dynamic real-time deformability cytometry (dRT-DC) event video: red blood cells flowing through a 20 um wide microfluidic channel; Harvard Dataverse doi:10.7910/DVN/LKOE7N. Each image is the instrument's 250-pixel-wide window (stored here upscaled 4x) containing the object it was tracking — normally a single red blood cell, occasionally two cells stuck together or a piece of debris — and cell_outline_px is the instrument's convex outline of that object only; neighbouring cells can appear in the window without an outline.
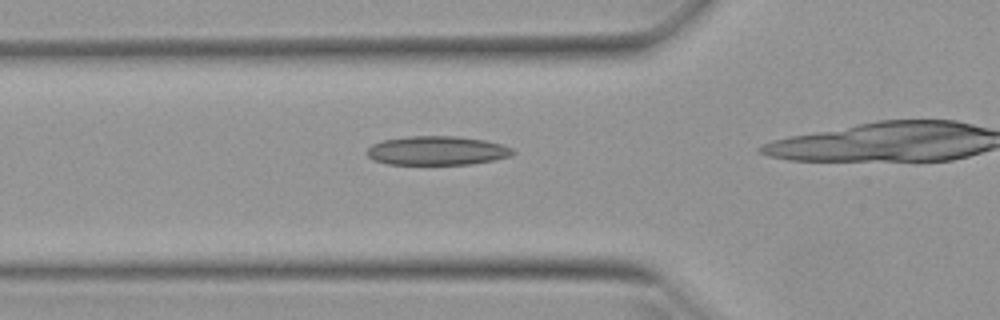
{"species": "Egyptian fruit bat (a non-hibernating species)", "species_latin": "Rousettus aegyptiacus", "temperature_condition": "warm", "stored_images_in_passage": 22, "camera_frame_rate_fps": 3000, "um_per_image_px": 0.085, "animal": {"sex": "female"}, "frame": {"image": 1, "passage_image": 11, "time_ms": 3.333, "image_size_px": [1000, 320], "cell_outline_px": [[516, 152], [512, 156], [472, 164], [388, 164], [372, 160], [364, 152], [372, 144], [384, 140], [408, 136], [456, 136], [484, 140], [500, 144], [512, 148]], "centroid_in_image_um": [37.12, 12.8], "position_along_channel_um": 88.7, "area_um2": 24.68}}
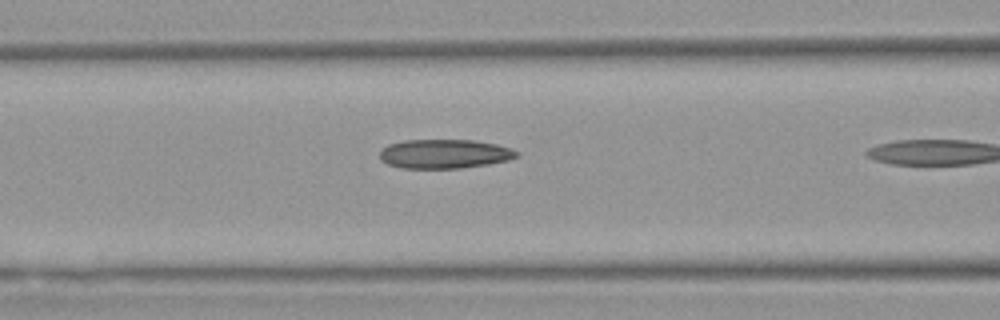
{"frame": {"image": 2, "passage_image": 14, "time_ms": 4.333, "image_size_px": [1000, 320], "cell_outline_px": [[520, 156], [508, 160], [488, 164], [460, 168], [400, 168], [388, 164], [380, 160], [380, 152], [388, 144], [404, 140], [472, 140], [496, 144], [512, 148], [520, 152]], "centroid_in_image_um": [37.8, 13.08], "position_along_channel_um": 128.8, "area_um2": 23.35}}
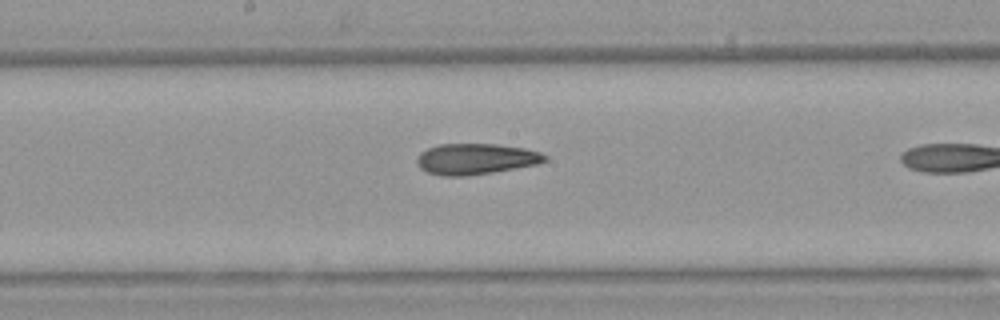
{"frame": {"image": 3, "passage_image": 20, "time_ms": 6.333, "image_size_px": [1000, 320], "cell_outline_px": [[548, 160], [536, 164], [492, 172], [464, 176], [444, 176], [428, 172], [420, 168], [416, 164], [416, 156], [420, 152], [428, 148], [440, 144], [500, 144], [524, 148], [540, 152], [548, 156]], "centroid_in_image_um": [40.42, 13.5], "position_along_channel_um": 207.8, "area_um2": 23.06}}